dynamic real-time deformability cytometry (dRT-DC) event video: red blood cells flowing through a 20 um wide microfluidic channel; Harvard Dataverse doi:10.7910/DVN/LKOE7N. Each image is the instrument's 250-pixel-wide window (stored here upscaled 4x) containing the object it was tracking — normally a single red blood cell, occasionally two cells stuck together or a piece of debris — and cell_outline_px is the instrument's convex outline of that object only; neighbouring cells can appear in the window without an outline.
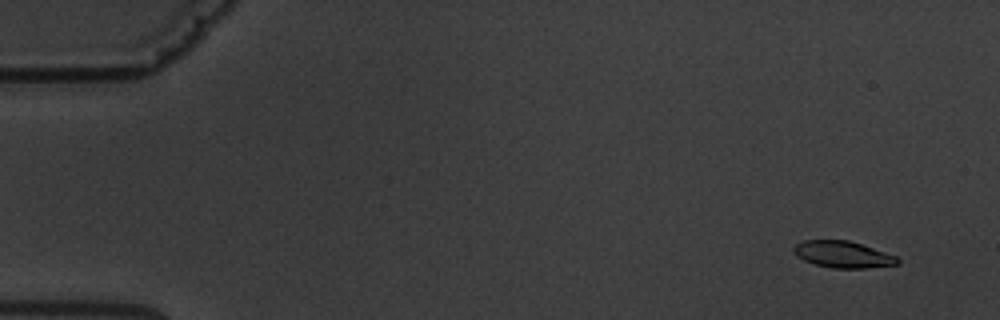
{"species": "common noctule bat (a hibernating species)", "species_latin": "Nyctalus noctula", "temperature_condition": "warm", "stored_images_in_passage": 4, "camera_frame_rate_fps": 3000, "um_per_image_px": 0.085, "animal": {"sex": "male", "body_mass_g": 19.5, "forearm_length_mm": 54.6}, "frame": {"image": 1, "passage_image": 2, "time_ms": 1.0, "image_size_px": [1000, 320], "cell_outline_px": [[900, 264], [868, 268], [832, 268], [816, 264], [804, 260], [796, 256], [792, 248], [796, 244], [804, 240], [848, 240], [896, 256], [900, 260]], "centroid_in_image_um": [71.64, 21.63], "position_along_channel_um": 13.4, "area_um2": 16.01}}